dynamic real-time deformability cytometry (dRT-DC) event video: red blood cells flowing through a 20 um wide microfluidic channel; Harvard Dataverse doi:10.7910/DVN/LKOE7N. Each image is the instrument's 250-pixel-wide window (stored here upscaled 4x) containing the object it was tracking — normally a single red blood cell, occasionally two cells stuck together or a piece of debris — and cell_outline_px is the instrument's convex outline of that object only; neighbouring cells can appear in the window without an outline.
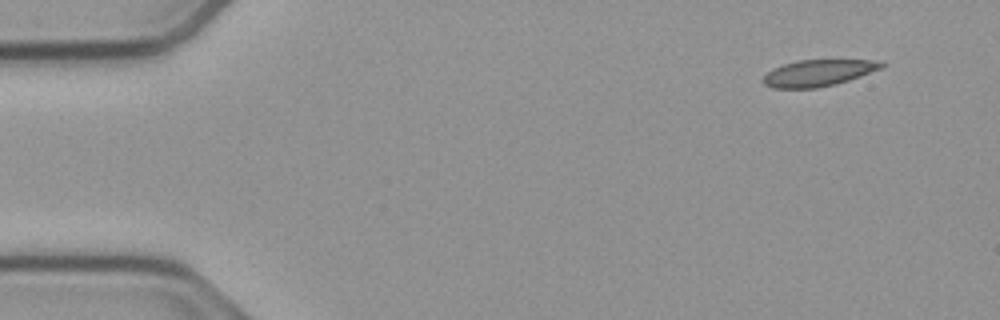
{"species": "common noctule bat (a hibernating species)", "species_latin": "Nyctalus noctula", "temperature_condition": "cold", "stored_images_in_passage": 51, "camera_frame_rate_fps": 3000, "um_per_image_px": 0.085, "animal": {"sex": "male", "body_mass_g": 23.1, "forearm_length_mm": 52.7}, "frame": {"image": 1, "passage_image": 1, "time_ms": 0.0, "image_size_px": [1000, 320], "cell_outline_px": [[884, 68], [848, 80], [816, 88], [772, 88], [764, 84], [760, 80], [768, 72], [784, 64], [800, 60], [868, 60], [884, 64]], "centroid_in_image_um": [69.52, 6.21], "position_along_channel_um": 15.5, "area_um2": 17.92}}
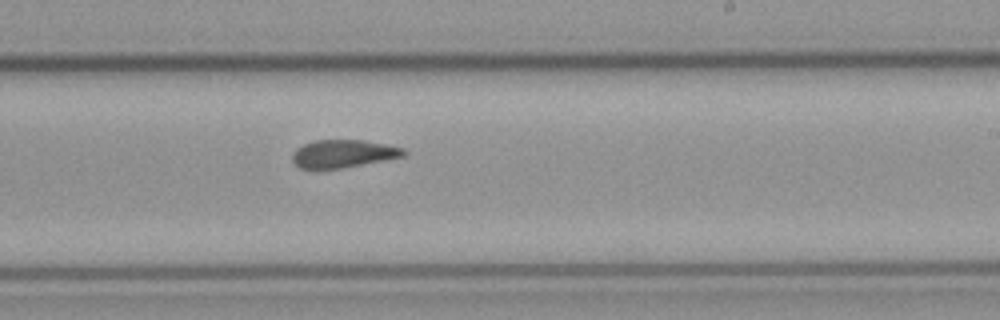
{"frame": {"image": 2, "passage_image": 29, "time_ms": 9.333, "image_size_px": [1000, 320], "cell_outline_px": [[408, 152], [404, 156], [340, 168], [316, 172], [300, 168], [292, 160], [292, 152], [296, 148], [304, 144], [316, 140], [364, 140], [404, 148]], "centroid_in_image_um": [29.1, 13.09], "position_along_channel_um": 259.9, "area_um2": 18.38}}
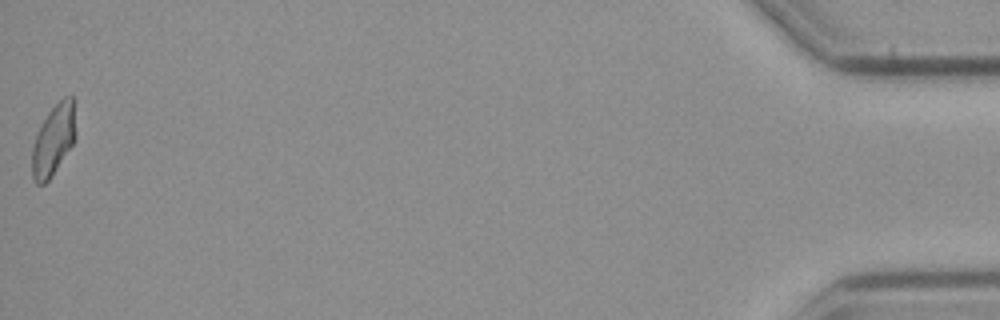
{"frame": {"image": 3, "passage_image": 51, "time_ms": 16.667, "image_size_px": [1000, 320], "cell_outline_px": [[76, 136], [72, 144], [52, 176], [44, 184], [36, 184], [32, 176], [32, 148], [36, 136], [48, 112], [64, 96], [72, 96], [76, 132]], "centroid_in_image_um": [4.54, 11.92], "position_along_channel_um": 430.7, "area_um2": 17.69}, "authors_computed_cell_mechanics": {"area_um2": 18.8428, "velocity_mm_per_s": 3.7595, "shape_relaxation_time_tau1_ms": null, "shape_relaxation_time_tau2_ms": 1.4855, "deformation_change_tau1": null, "deformation_change_tau2": 0.0768}}